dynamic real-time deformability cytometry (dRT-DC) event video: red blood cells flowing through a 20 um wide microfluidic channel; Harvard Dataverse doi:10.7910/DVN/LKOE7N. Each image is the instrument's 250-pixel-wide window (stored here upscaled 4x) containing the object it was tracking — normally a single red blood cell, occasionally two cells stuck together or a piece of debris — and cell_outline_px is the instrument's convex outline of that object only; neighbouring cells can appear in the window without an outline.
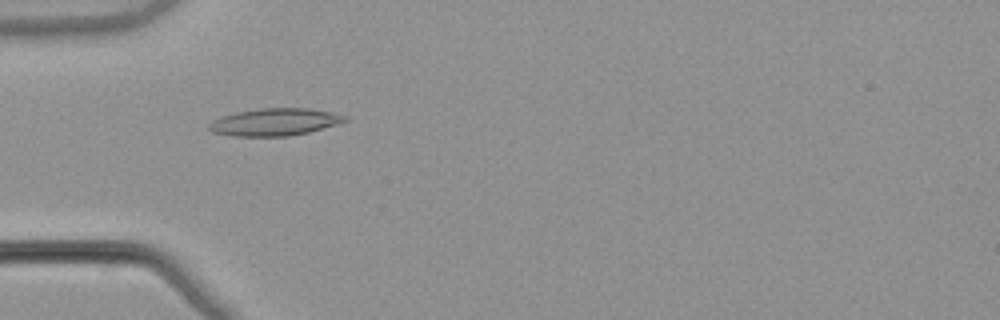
{"species": "common noctule bat (a hibernating species)", "species_latin": "Nyctalus noctula", "temperature_condition": "warm", "stored_images_in_passage": 53, "camera_frame_rate_fps": 3000, "um_per_image_px": 0.085, "animal": {"sex": "male", "body_mass_g": 21.5, "forearm_length_mm": 52.0}, "frame": {"image": 1, "passage_image": 17, "time_ms": 5.333, "image_size_px": [1000, 320], "cell_outline_px": [[348, 120], [340, 124], [308, 132], [288, 136], [232, 136], [212, 132], [208, 128], [208, 124], [212, 120], [220, 116], [236, 112], [260, 108], [308, 108], [332, 112], [348, 116]], "centroid_in_image_um": [23.36, 10.37], "position_along_channel_um": 61.6, "area_um2": 21.85}}
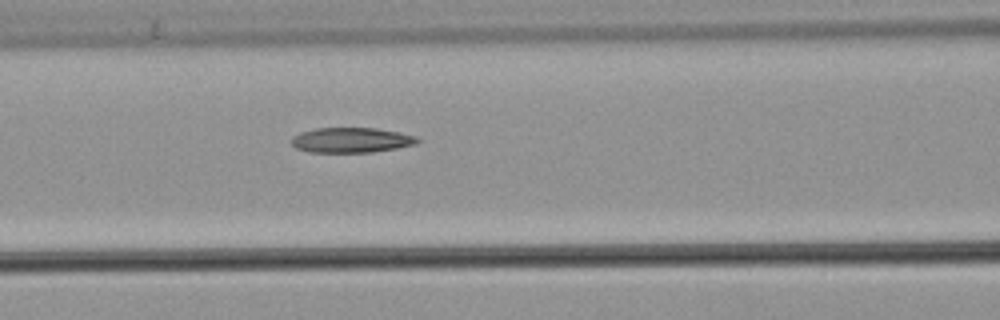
{"frame": {"image": 2, "passage_image": 23, "time_ms": 7.333, "image_size_px": [1000, 320], "cell_outline_px": [[420, 140], [416, 144], [396, 148], [372, 152], [308, 152], [296, 148], [292, 144], [292, 136], [300, 132], [316, 128], [376, 128], [400, 132], [416, 136]], "centroid_in_image_um": [29.86, 11.9], "position_along_channel_um": 136.7, "area_um2": 18.44}}
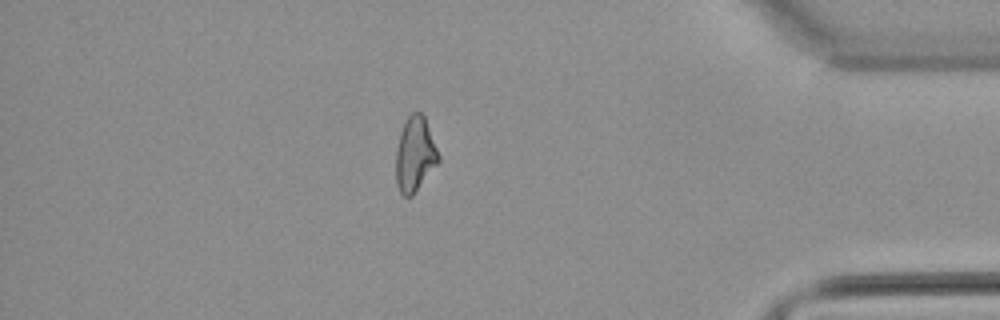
{"frame": {"image": 3, "passage_image": 46, "time_ms": 15.0, "image_size_px": [1000, 320], "cell_outline_px": [[440, 160], [412, 196], [404, 196], [400, 192], [396, 184], [396, 148], [400, 132], [408, 116], [412, 112], [420, 112], [424, 116], [440, 156]], "centroid_in_image_um": [35.26, 13.12], "position_along_channel_um": 399.9, "area_um2": 18.38}, "authors_computed_cell_mechanics": {"area_um2": 19.074, "velocity_mm_per_s": 3.8962, "shape_relaxation_time_tau1_ms": null, "shape_relaxation_time_tau2_ms": 7.6441, "deformation_change_tau1": null, "deformation_change_tau2": 0.1966}}